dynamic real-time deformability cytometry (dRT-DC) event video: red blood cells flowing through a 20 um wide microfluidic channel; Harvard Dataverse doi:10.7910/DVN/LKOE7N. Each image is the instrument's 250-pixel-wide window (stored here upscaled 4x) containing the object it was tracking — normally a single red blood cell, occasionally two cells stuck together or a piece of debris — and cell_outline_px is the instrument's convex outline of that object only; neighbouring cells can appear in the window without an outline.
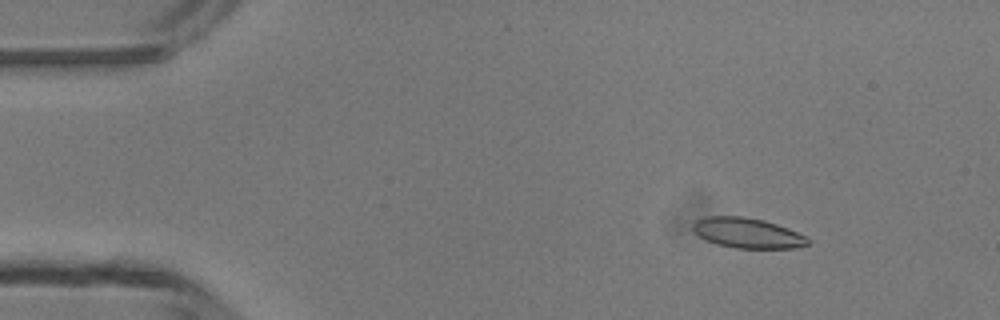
{"species": "common noctule bat (a hibernating species)", "species_latin": "Nyctalus noctula", "temperature_condition": "room temperature", "stored_images_in_passage": 3, "camera_frame_rate_fps": 3000, "um_per_image_px": 0.085, "animal": {"sex": "male", "body_mass_g": 13.3}, "frame": {"image": 1, "passage_image": 1, "time_ms": 0.0, "image_size_px": [1000, 320], "cell_outline_px": [[812, 240], [808, 244], [796, 248], [736, 248], [716, 244], [700, 236], [692, 228], [692, 224], [696, 220], [704, 216], [740, 216], [764, 220], [788, 228], [808, 236]], "centroid_in_image_um": [63.57, 19.8], "position_along_channel_um": 21.4, "area_um2": 20.29}}